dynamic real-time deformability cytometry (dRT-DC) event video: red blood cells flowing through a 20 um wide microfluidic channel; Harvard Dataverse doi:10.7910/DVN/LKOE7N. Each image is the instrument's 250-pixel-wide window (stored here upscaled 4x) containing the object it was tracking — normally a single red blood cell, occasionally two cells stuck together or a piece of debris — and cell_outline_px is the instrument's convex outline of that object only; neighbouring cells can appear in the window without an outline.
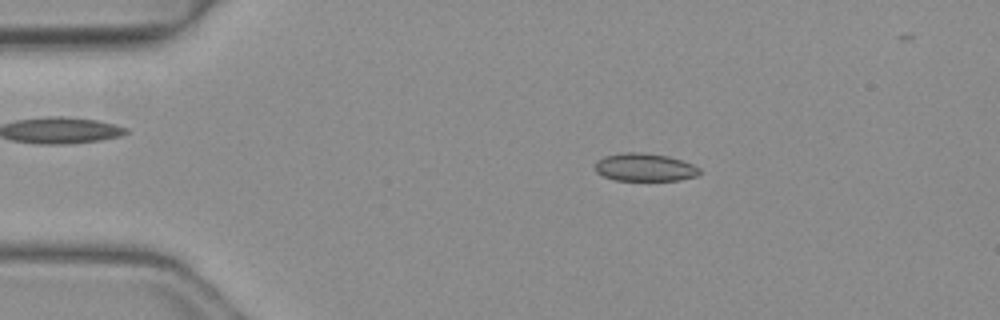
{"species": "common noctule bat (a hibernating species)", "species_latin": "Nyctalus noctula", "temperature_condition": "warm", "stored_images_in_passage": 46, "camera_frame_rate_fps": 3000, "um_per_image_px": 0.085, "animal": {"sex": "female", "body_mass_g": 19.3, "forearm_length_mm": 54.1}, "frame": {"image": 1, "passage_image": 9, "time_ms": 2.667, "image_size_px": [1000, 320], "cell_outline_px": [[700, 172], [696, 176], [680, 180], [616, 180], [604, 176], [596, 172], [596, 160], [604, 156], [624, 152], [640, 152], [668, 156], [692, 164], [700, 168]], "centroid_in_image_um": [54.79, 14.21], "position_along_channel_um": 30.2, "area_um2": 16.88}}
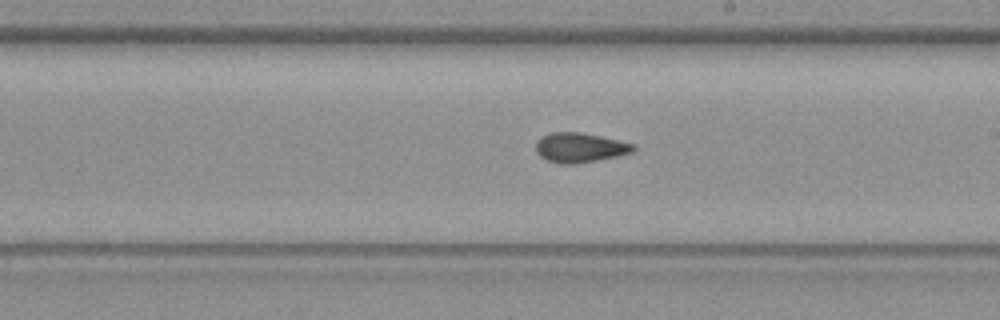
{"frame": {"image": 2, "passage_image": 28, "time_ms": 9.0, "image_size_px": [1000, 320], "cell_outline_px": [[636, 148], [632, 152], [616, 156], [596, 160], [572, 164], [560, 164], [548, 160], [540, 156], [536, 152], [536, 140], [540, 136], [548, 132], [580, 132], [600, 136], [636, 144]], "centroid_in_image_um": [49.26, 12.53], "position_along_channel_um": 239.7, "area_um2": 16.88}}
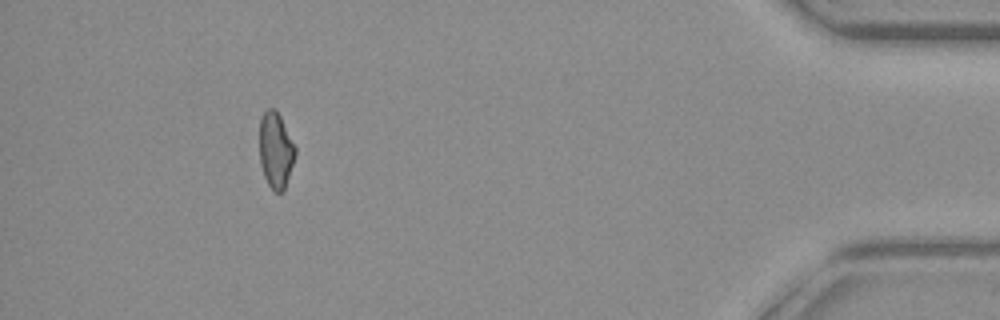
{"frame": {"image": 3, "passage_image": 45, "time_ms": 14.667, "image_size_px": [1000, 320], "cell_outline_px": [[296, 156], [284, 192], [276, 192], [268, 184], [264, 176], [260, 164], [260, 120], [264, 112], [268, 108], [272, 108], [280, 116], [296, 148]], "centroid_in_image_um": [23.45, 12.81], "position_along_channel_um": 411.8, "area_um2": 15.78}}